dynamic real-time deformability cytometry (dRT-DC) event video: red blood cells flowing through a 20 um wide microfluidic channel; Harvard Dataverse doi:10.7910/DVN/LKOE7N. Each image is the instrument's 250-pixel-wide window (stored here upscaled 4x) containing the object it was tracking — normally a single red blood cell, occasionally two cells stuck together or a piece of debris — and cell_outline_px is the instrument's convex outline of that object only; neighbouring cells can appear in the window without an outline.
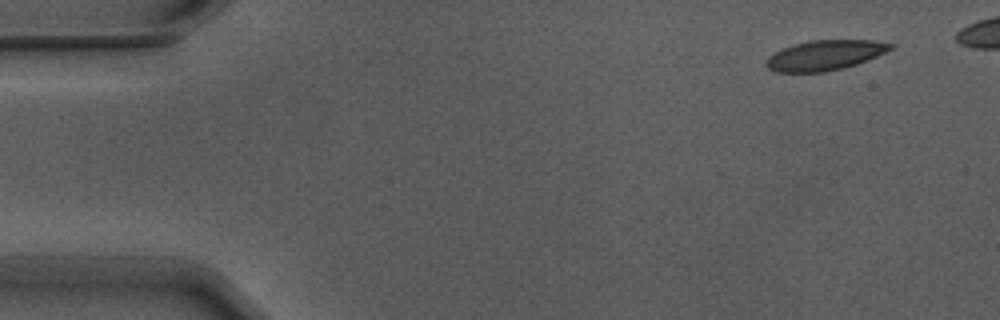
{"species": "Egyptian fruit bat (a non-hibernating species)", "species_latin": "Rousettus aegyptiacus", "temperature_condition": "warm", "stored_images_in_passage": 4, "camera_frame_rate_fps": 3000, "um_per_image_px": 0.085, "animal": {"sex": "male"}, "frame": {"image": 1, "passage_image": 1, "time_ms": 0.0, "image_size_px": [1000, 320], "cell_outline_px": [[896, 44], [892, 48], [868, 60], [844, 68], [824, 72], [776, 72], [768, 68], [764, 64], [764, 60], [768, 56], [792, 44], [812, 40], [872, 40]], "centroid_in_image_um": [70.09, 4.7], "position_along_channel_um": 14.9, "area_um2": 21.79}}